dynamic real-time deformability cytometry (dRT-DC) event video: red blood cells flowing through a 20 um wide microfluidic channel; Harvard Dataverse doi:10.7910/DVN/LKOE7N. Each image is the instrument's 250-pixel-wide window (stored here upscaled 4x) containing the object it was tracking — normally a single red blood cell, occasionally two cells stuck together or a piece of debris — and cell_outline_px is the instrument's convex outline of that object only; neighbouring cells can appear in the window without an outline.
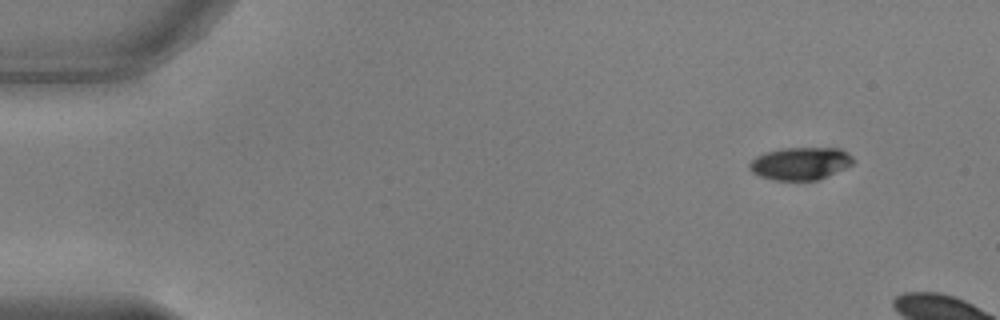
{"species": "common noctule bat (a hibernating species)", "species_latin": "Nyctalus noctula", "temperature_condition": "warm", "stored_images_in_passage": 7, "camera_frame_rate_fps": 3000, "um_per_image_px": 0.085, "animal": {"sex": "male", "body_mass_g": 17.9, "forearm_length_mm": 54.2}, "frame": {"image": 1, "passage_image": 1, "time_ms": 0.0, "image_size_px": [1000, 320], "cell_outline_px": [[856, 160], [852, 164], [820, 180], [772, 180], [760, 176], [752, 172], [748, 168], [748, 164], [756, 156], [764, 152], [784, 148], [840, 148], [848, 152]], "centroid_in_image_um": [68.03, 13.89], "position_along_channel_um": 17.0, "area_um2": 19.88}}